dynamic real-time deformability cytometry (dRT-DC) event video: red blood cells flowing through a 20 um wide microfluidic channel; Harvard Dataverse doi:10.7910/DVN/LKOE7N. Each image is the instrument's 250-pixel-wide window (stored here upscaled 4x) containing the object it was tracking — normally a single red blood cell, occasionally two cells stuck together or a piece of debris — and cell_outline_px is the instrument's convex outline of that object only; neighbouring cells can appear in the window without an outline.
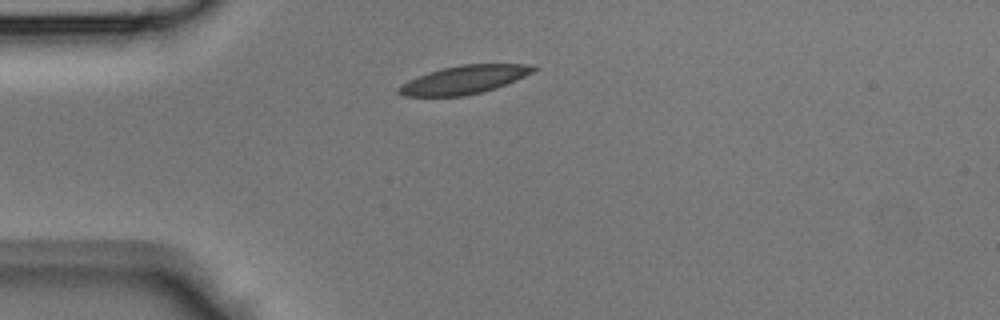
{"species": "Egyptian fruit bat (a non-hibernating species)", "species_latin": "Rousettus aegyptiacus", "temperature_condition": "room temperature", "stored_images_in_passage": 34, "camera_frame_rate_fps": 3000, "um_per_image_px": 0.085, "animal": {"sex": "male"}, "frame": {"image": 1, "passage_image": 1, "time_ms": 0.0, "image_size_px": [1000, 320], "cell_outline_px": [[536, 68], [532, 72], [516, 80], [496, 88], [464, 96], [404, 96], [396, 92], [396, 88], [408, 80], [428, 72], [460, 64], [536, 64]], "centroid_in_image_um": [39.43, 6.77], "position_along_channel_um": 45.6, "area_um2": 22.14}}
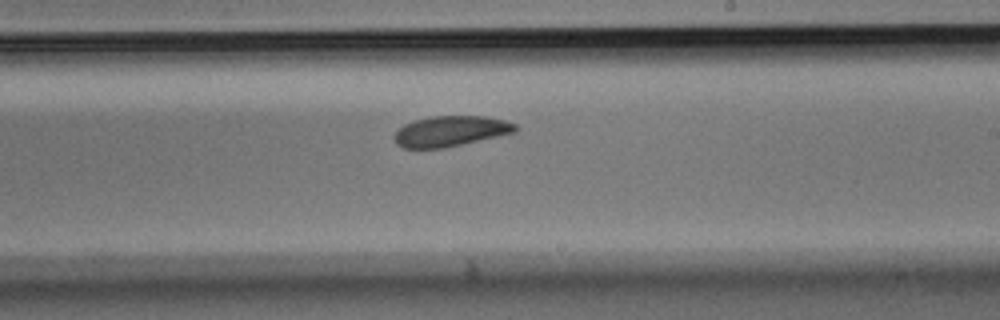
{"frame": {"image": 2, "passage_image": 16, "time_ms": 5.0, "image_size_px": [1000, 320], "cell_outline_px": [[520, 128], [516, 132], [444, 148], [404, 148], [396, 144], [396, 132], [404, 124], [416, 120], [432, 116], [488, 116], [504, 120], [516, 124]], "centroid_in_image_um": [38.35, 11.14], "position_along_channel_um": 250.6, "area_um2": 21.39}}
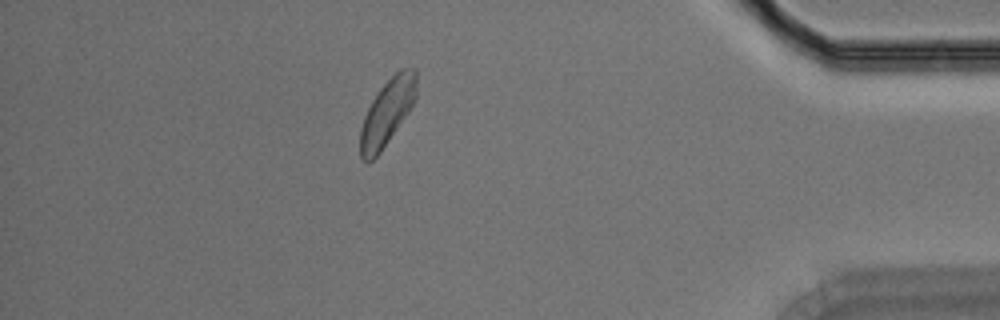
{"frame": {"image": 3, "passage_image": 29, "time_ms": 9.333, "image_size_px": [1000, 320], "cell_outline_px": [[416, 96], [408, 112], [380, 152], [368, 164], [360, 156], [360, 128], [364, 116], [372, 100], [380, 88], [400, 68], [416, 68]], "centroid_in_image_um": [32.89, 9.54], "position_along_channel_um": 402.3, "area_um2": 21.33}}